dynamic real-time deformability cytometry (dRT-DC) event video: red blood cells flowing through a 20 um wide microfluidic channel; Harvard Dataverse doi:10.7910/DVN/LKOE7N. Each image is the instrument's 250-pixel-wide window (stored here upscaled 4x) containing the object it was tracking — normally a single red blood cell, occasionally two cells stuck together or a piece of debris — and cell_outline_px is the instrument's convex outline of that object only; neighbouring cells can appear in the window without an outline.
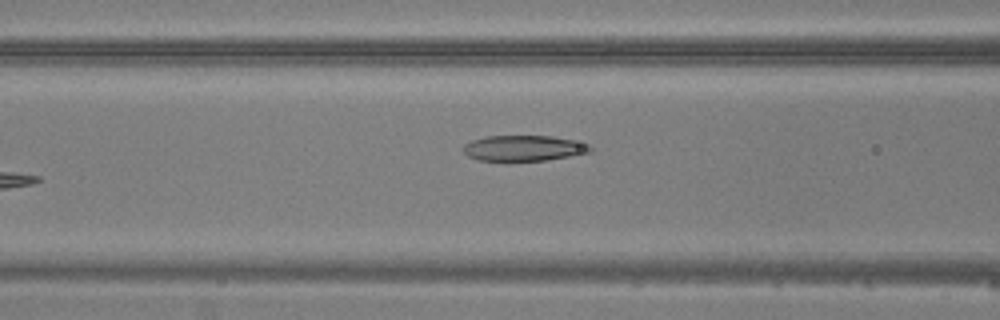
{"species": "common noctule bat (a hibernating species)", "species_latin": "Nyctalus noctula", "temperature_condition": "warm", "stored_images_in_passage": 7, "camera_frame_rate_fps": 3000, "um_per_image_px": 0.085, "animal": {"sex": "male", "body_mass_g": 20.5, "forearm_length_mm": 52.5}, "frame": {"image": 1, "passage_image": 7, "time_ms": 7.333, "image_size_px": [1000, 320], "cell_outline_px": [[592, 152], [544, 160], [508, 164], [504, 164], [480, 160], [468, 156], [464, 152], [464, 144], [472, 140], [484, 136], [552, 136], [572, 140], [588, 144], [592, 148]], "centroid_in_image_um": [44.45, 12.64], "position_along_channel_um": 122.1, "area_um2": 19.65}}